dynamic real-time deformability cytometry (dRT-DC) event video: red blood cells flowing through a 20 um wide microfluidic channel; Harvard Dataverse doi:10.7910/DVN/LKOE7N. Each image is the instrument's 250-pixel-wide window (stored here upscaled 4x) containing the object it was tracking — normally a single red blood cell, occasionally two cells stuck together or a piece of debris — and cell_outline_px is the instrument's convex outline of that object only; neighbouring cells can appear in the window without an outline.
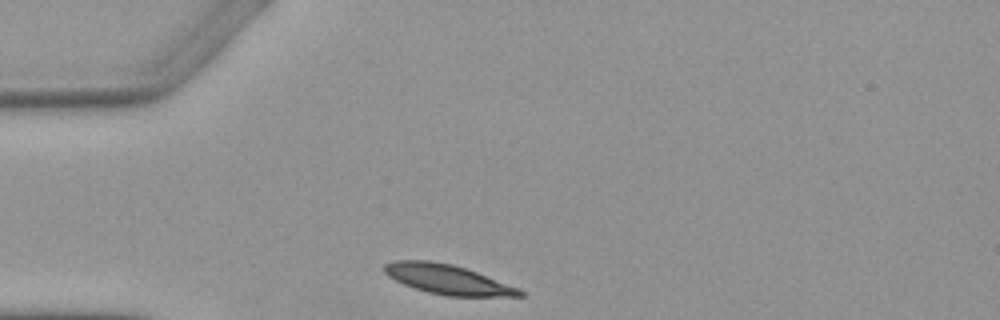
{"species": "Egyptian fruit bat (a non-hibernating species)", "species_latin": "Rousettus aegyptiacus", "temperature_condition": "warm", "stored_images_in_passage": 4, "camera_frame_rate_fps": 3000, "um_per_image_px": 0.085, "animal": {"sex": "female"}, "frame": {"image": 1, "passage_image": 1, "time_ms": 0.0, "image_size_px": [1000, 320], "cell_outline_px": [[524, 296], [448, 296], [428, 292], [404, 284], [388, 276], [384, 272], [384, 264], [392, 260], [428, 260], [452, 264], [476, 272], [520, 288], [524, 292]], "centroid_in_image_um": [38.04, 23.74], "position_along_channel_um": 47.0, "area_um2": 23.18}}
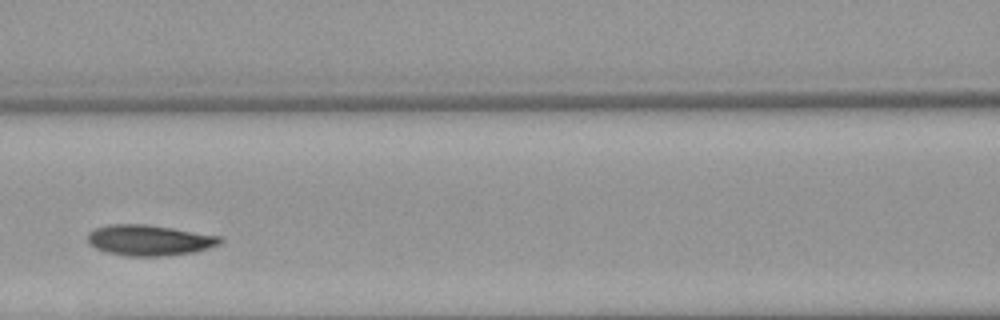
{"frame": {"image": 2, "passage_image": 4, "time_ms": 3.333, "image_size_px": [1000, 320], "cell_outline_px": [[224, 240], [220, 244], [208, 248], [192, 252], [164, 256], [128, 256], [104, 252], [88, 244], [88, 232], [96, 228], [108, 224], [148, 224], [220, 236]], "centroid_in_image_um": [12.66, 20.42], "position_along_channel_um": 153.9, "area_um2": 23.76}}